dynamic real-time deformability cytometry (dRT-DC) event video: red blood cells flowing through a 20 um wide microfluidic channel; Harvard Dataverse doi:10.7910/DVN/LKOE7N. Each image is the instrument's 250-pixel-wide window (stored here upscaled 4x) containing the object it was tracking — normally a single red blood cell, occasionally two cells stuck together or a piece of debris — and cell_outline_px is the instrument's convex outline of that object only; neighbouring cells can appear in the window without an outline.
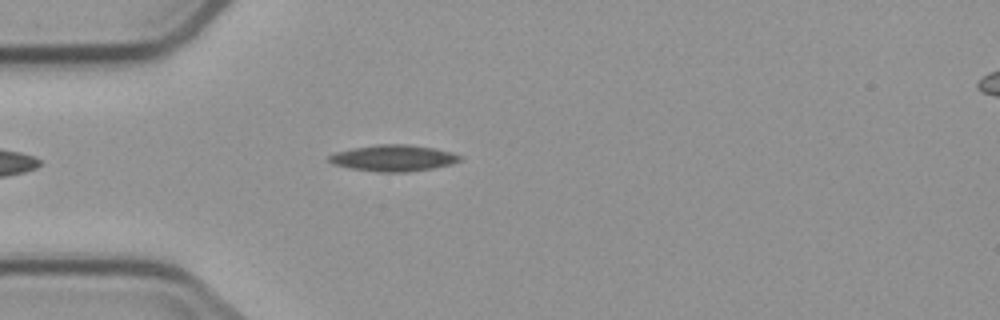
{"species": "common noctule bat (a hibernating species)", "species_latin": "Nyctalus noctula", "temperature_condition": "cold", "stored_images_in_passage": 4, "camera_frame_rate_fps": 3000, "um_per_image_px": 0.085, "animal": {"sex": "male", "body_mass_g": 23.1, "forearm_length_mm": 52.7}, "frame": {"image": 1, "passage_image": 4, "time_ms": 3.333, "image_size_px": [1000, 320], "cell_outline_px": [[464, 156], [460, 160], [452, 164], [432, 168], [404, 172], [380, 172], [352, 168], [332, 164], [328, 160], [328, 156], [336, 152], [352, 148], [376, 144], [408, 144], [436, 148], [452, 152]], "centroid_in_image_um": [33.46, 13.42], "position_along_channel_um": 51.5, "area_um2": 20.11}}